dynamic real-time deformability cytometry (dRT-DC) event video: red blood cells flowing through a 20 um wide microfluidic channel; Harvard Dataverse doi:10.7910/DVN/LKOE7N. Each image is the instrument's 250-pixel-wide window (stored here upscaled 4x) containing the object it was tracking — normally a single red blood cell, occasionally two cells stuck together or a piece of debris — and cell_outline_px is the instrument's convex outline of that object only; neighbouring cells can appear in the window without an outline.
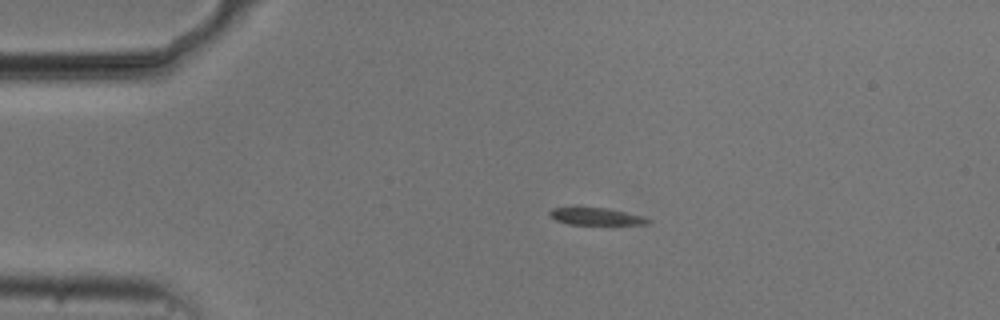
{"species": "common noctule bat (a hibernating species)", "species_latin": "Nyctalus noctula", "temperature_condition": "cold", "stored_images_in_passage": 45, "camera_frame_rate_fps": 3000, "um_per_image_px": 0.085, "animal": {"sex": "male", "body_mass_g": 20.5, "forearm_length_mm": 52.5}, "frame": {"image": 1, "passage_image": 1, "time_ms": 0.0, "image_size_px": [1000, 320], "cell_outline_px": [[652, 220], [648, 224], [568, 224], [556, 220], [548, 216], [548, 212], [552, 208], [576, 204], [580, 204], [608, 208], [648, 216]], "centroid_in_image_um": [50.62, 18.33], "position_along_channel_um": 34.4, "area_um2": 10.81}}
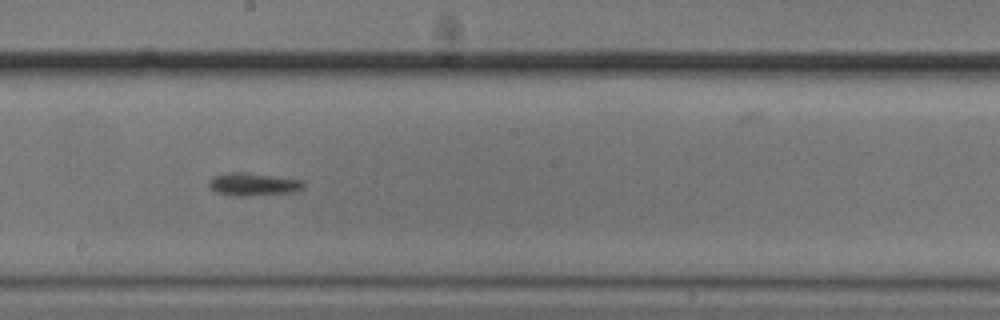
{"frame": {"image": 2, "passage_image": 20, "time_ms": 6.333, "image_size_px": [1000, 320], "cell_outline_px": [[304, 188], [296, 192], [244, 196], [232, 196], [216, 192], [208, 184], [208, 180], [212, 176], [228, 172], [244, 172], [304, 180]], "centroid_in_image_um": [21.52, 15.66], "position_along_channel_um": 226.7, "area_um2": 12.72}}
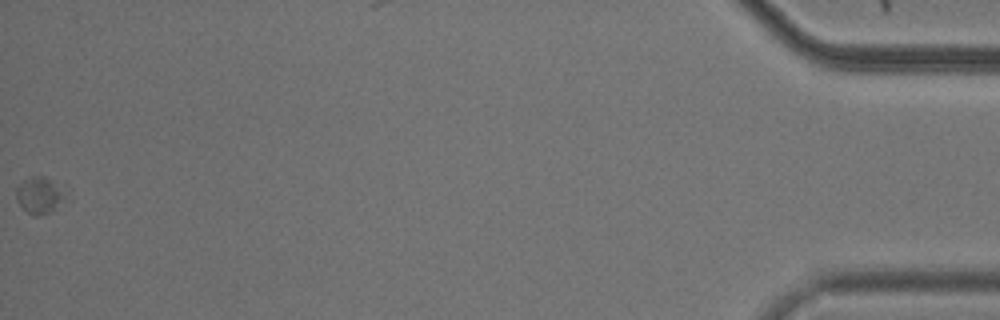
{"frame": {"image": 3, "passage_image": 45, "time_ms": 14.667, "image_size_px": [1000, 320], "cell_outline_px": [[72, 200], [52, 212], [36, 216], [32, 216], [16, 200], [16, 188], [28, 176], [44, 176], [72, 188]], "centroid_in_image_um": [3.61, 16.58], "position_along_channel_um": 431.6, "area_um2": 11.85}, "authors_computed_cell_mechanics": {"area_um2": 11.271, "velocity_mm_per_s": 3.662, "shape_relaxation_time_tau1_ms": 2.2951, "shape_relaxation_time_tau2_ms": null, "deformation_change_tau1": 0.1435, "deformation_change_tau2": null}}